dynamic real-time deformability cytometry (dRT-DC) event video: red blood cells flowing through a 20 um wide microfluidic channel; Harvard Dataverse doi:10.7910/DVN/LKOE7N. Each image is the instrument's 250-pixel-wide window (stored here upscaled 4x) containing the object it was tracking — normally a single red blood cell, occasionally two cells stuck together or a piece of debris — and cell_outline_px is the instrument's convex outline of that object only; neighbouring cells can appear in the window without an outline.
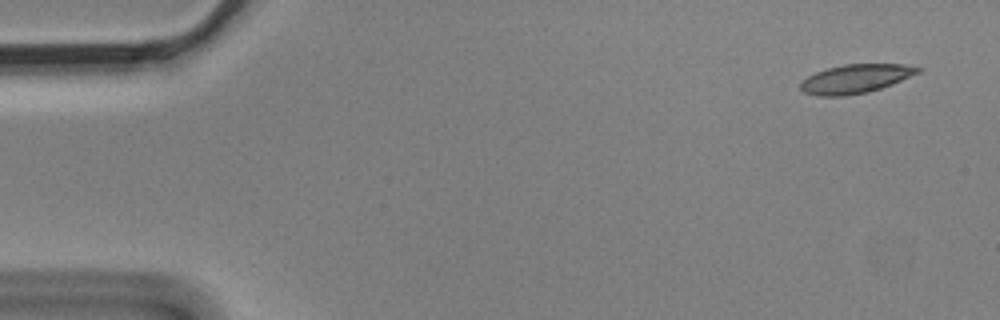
{"species": "Egyptian fruit bat (a non-hibernating species)", "species_latin": "Rousettus aegyptiacus", "temperature_condition": "cold", "stored_images_in_passage": 12, "camera_frame_rate_fps": 3000, "um_per_image_px": 0.085, "animal": {"sex": "male"}, "frame": {"image": 1, "passage_image": 1, "time_ms": 0.0, "image_size_px": [1000, 320], "cell_outline_px": [[924, 68], [920, 72], [892, 84], [868, 92], [848, 96], [816, 96], [804, 92], [800, 88], [800, 84], [808, 76], [816, 72], [828, 68], [844, 64], [904, 64]], "centroid_in_image_um": [72.74, 6.7], "position_along_channel_um": 12.3, "area_um2": 19.71}}
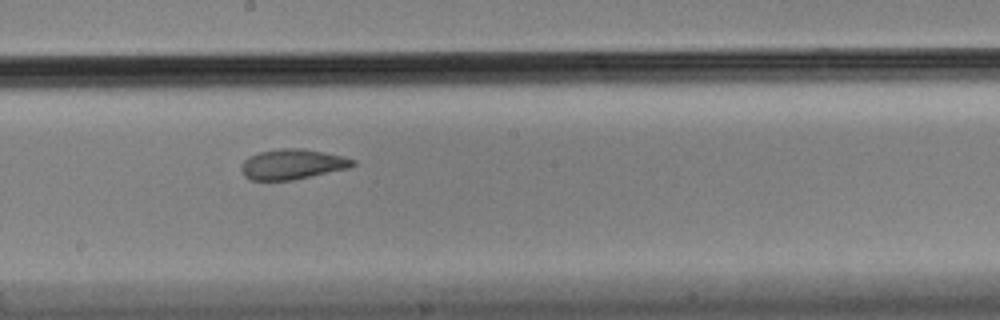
{"frame": {"image": 2, "passage_image": 6, "time_ms": 1.667, "image_size_px": [1000, 320], "cell_outline_px": [[356, 164], [348, 168], [292, 180], [252, 180], [244, 176], [240, 172], [240, 164], [248, 156], [260, 152], [280, 148], [304, 148], [344, 156], [356, 160]], "centroid_in_image_um": [24.83, 13.95], "position_along_channel_um": 223.4, "area_um2": 19.77}}
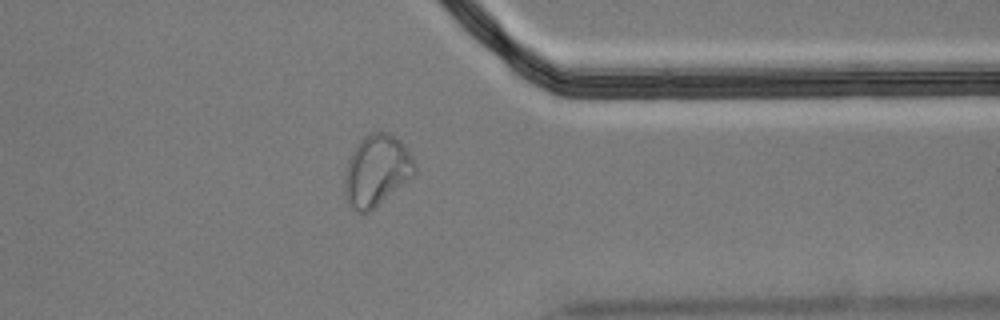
{"frame": {"image": 3, "passage_image": 10, "time_ms": 3.0, "image_size_px": [1000, 320], "cell_outline_px": [[416, 172], [412, 176], [368, 212], [352, 212], [348, 204], [344, 192], [344, 180], [348, 160], [356, 144], [368, 132], [388, 132], [400, 140], [404, 144], [416, 164]], "centroid_in_image_um": [31.98, 14.48], "position_along_channel_um": 379.4, "area_um2": 28.96}}